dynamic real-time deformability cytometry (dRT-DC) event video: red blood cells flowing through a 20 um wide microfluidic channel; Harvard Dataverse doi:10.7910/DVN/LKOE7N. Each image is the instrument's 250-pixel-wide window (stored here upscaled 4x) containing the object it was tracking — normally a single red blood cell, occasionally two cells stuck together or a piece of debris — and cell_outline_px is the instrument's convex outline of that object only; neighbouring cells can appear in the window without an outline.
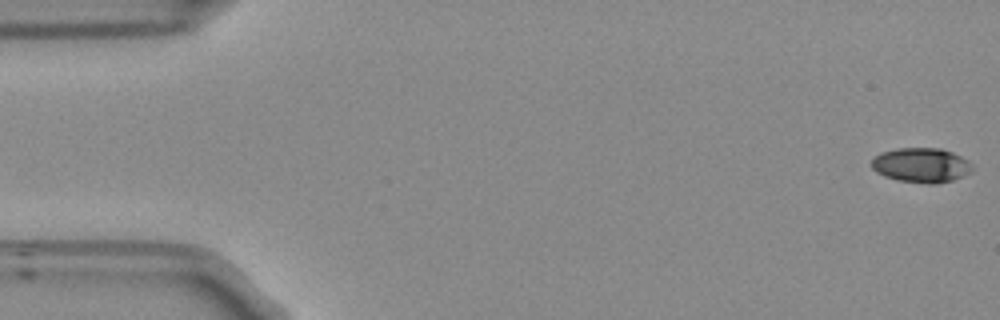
{"species": "Egyptian fruit bat (a non-hibernating species)", "species_latin": "Rousettus aegyptiacus", "temperature_condition": "room temperature", "stored_images_in_passage": 54, "camera_frame_rate_fps": 3000, "um_per_image_px": 0.085, "frame": {"image": 1, "passage_image": 1, "time_ms": 0.0, "image_size_px": [1000, 320], "cell_outline_px": [[972, 172], [952, 180], [936, 184], [928, 184], [896, 180], [884, 176], [876, 172], [872, 168], [872, 156], [880, 152], [896, 148], [940, 148], [952, 152], [968, 160], [972, 164]], "centroid_in_image_um": [78.28, 14.04], "position_along_channel_um": 6.7, "area_um2": 20.58}}
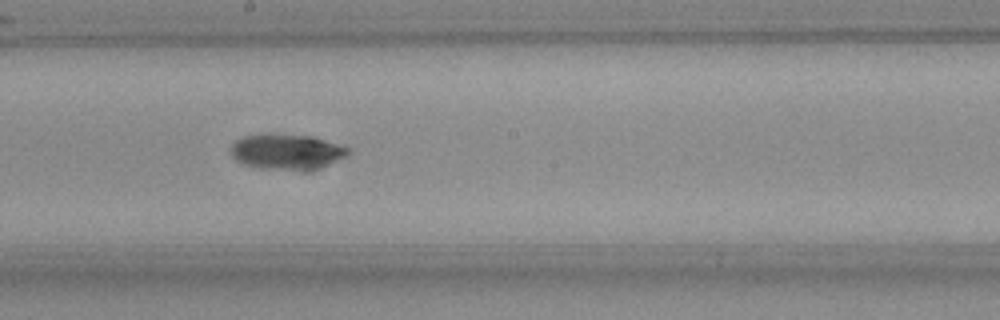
{"frame": {"image": 2, "passage_image": 29, "time_ms": 9.333, "image_size_px": [1000, 320], "cell_outline_px": [[352, 152], [348, 156], [340, 160], [328, 164], [312, 168], [260, 168], [244, 164], [236, 160], [232, 156], [232, 144], [236, 140], [244, 136], [260, 132], [280, 132], [312, 136], [344, 144]], "centroid_in_image_um": [24.4, 12.81], "position_along_channel_um": 223.8, "area_um2": 24.51}}
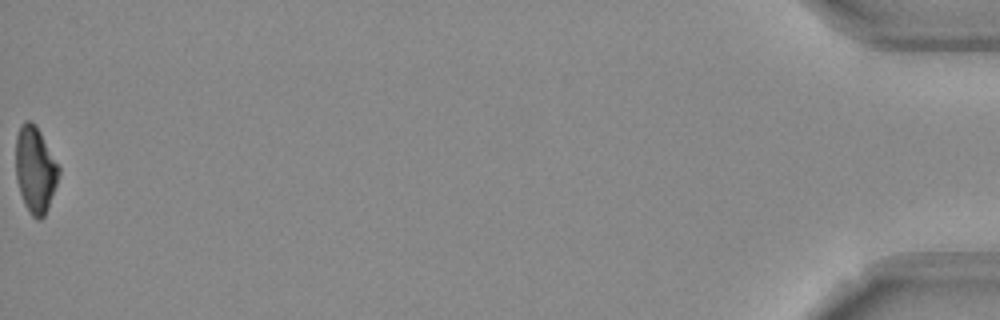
{"frame": {"image": 3, "passage_image": 54, "time_ms": 17.667, "image_size_px": [1000, 320], "cell_outline_px": [[60, 172], [48, 208], [44, 216], [40, 220], [36, 220], [28, 212], [24, 204], [16, 180], [16, 136], [20, 124], [24, 120], [32, 120], [36, 124], [60, 168]], "centroid_in_image_um": [2.98, 14.41], "position_along_channel_um": 432.2, "area_um2": 21.79}, "authors_computed_cell_mechanics": {"area_um2": 21.964, "velocity_mm_per_s": 3.783, "shape_relaxation_time_tau1_ms": 3.8354, "shape_relaxation_time_tau2_ms": null, "deformation_change_tau1": 0.1412, "deformation_change_tau2": null}}